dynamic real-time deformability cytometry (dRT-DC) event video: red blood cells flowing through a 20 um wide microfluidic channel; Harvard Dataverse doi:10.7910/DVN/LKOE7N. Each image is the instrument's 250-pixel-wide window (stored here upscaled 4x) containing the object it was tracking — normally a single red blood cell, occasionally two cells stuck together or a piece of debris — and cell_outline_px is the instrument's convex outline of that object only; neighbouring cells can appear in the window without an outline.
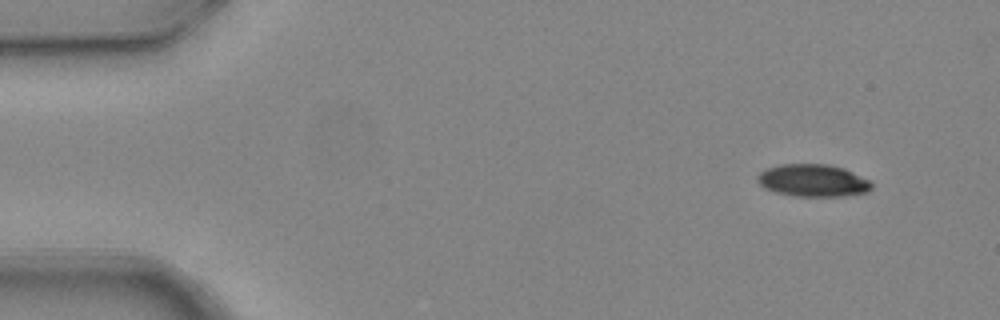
{"species": "common noctule bat (a hibernating species)", "species_latin": "Nyctalus noctula", "temperature_condition": "warm", "stored_images_in_passage": 4, "camera_frame_rate_fps": 3000, "um_per_image_px": 0.085, "animal": {"sex": "female", "body_mass_g": 24.6, "forearm_length_mm": 56.2}, "frame": {"image": 1, "passage_image": 1, "time_ms": 0.0, "image_size_px": [1000, 320], "cell_outline_px": [[872, 188], [868, 192], [844, 196], [796, 196], [776, 192], [764, 188], [756, 180], [756, 176], [764, 168], [780, 164], [828, 164], [844, 168], [868, 180], [872, 184]], "centroid_in_image_um": [69.06, 15.33], "position_along_channel_um": 15.9, "area_um2": 21.62}}
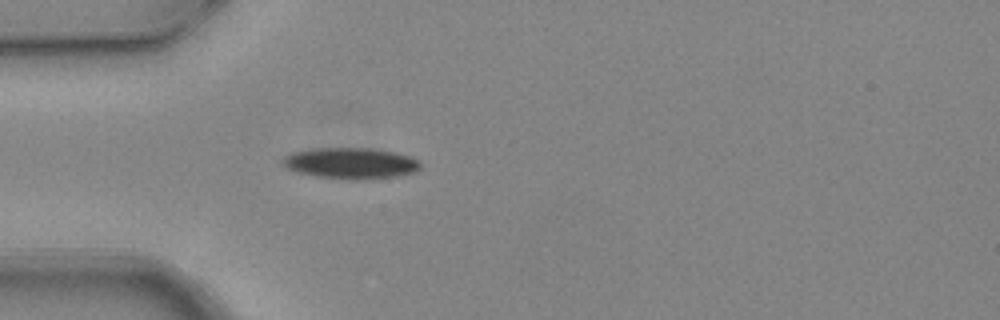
{"frame": {"image": 2, "passage_image": 4, "time_ms": 1.0, "image_size_px": [1000, 320], "cell_outline_px": [[420, 168], [416, 172], [396, 176], [356, 180], [316, 176], [296, 172], [288, 168], [280, 160], [284, 156], [292, 152], [320, 148], [368, 148], [396, 152], [408, 156], [416, 160], [420, 164]], "centroid_in_image_um": [29.8, 13.87], "position_along_channel_um": 55.2, "area_um2": 24.74}}